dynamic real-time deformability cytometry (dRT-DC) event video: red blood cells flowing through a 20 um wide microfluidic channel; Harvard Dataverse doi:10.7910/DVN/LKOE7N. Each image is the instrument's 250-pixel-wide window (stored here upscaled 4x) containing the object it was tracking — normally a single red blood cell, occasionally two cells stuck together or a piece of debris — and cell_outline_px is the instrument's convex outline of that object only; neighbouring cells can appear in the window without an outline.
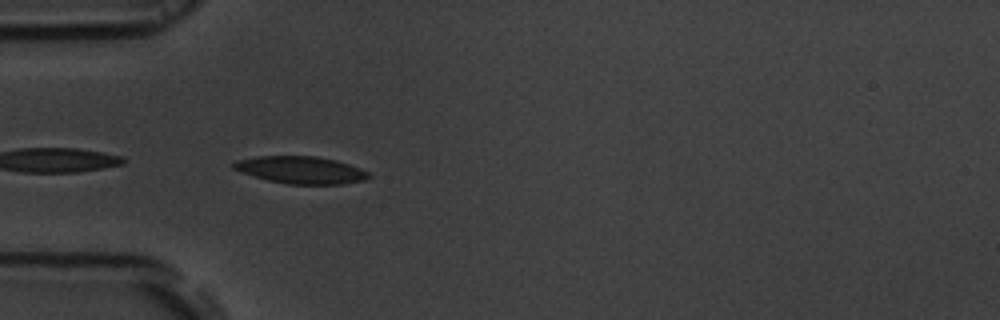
{"species": "common noctule bat (a hibernating species)", "species_latin": "Nyctalus noctula", "temperature_condition": "room temperature", "stored_images_in_passage": 17, "camera_frame_rate_fps": 3000, "um_per_image_px": 0.085, "animal": {"sex": "male", "body_mass_g": 19.5, "forearm_length_mm": 54.6}, "frame": {"image": 1, "passage_image": 1, "time_ms": 0.0, "image_size_px": [1000, 320], "cell_outline_px": [[372, 176], [364, 180], [340, 184], [288, 184], [268, 180], [240, 172], [232, 168], [232, 164], [236, 160], [256, 156], [316, 156], [336, 160], [360, 168], [368, 172]], "centroid_in_image_um": [25.55, 14.44], "position_along_channel_um": 59.4, "area_um2": 21.44}}
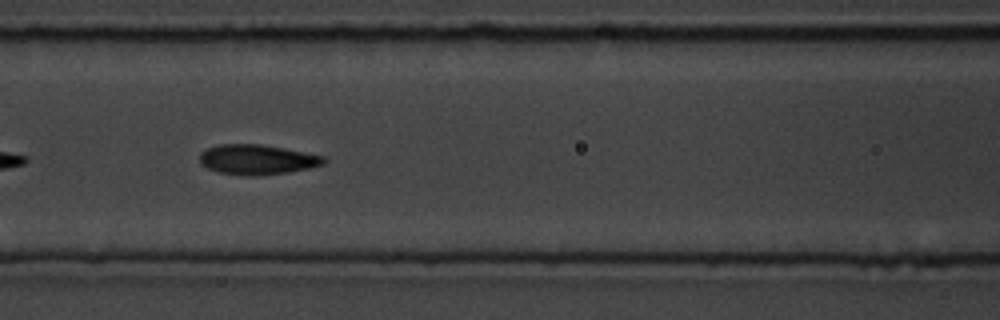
{"frame": {"image": 2, "passage_image": 8, "time_ms": 2.333, "image_size_px": [1000, 320], "cell_outline_px": [[328, 160], [324, 164], [308, 168], [288, 172], [256, 176], [252, 176], [220, 172], [208, 168], [200, 164], [200, 152], [208, 148], [220, 144], [260, 144], [284, 148], [324, 156]], "centroid_in_image_um": [21.87, 13.56], "position_along_channel_um": 144.7, "area_um2": 21.56}}